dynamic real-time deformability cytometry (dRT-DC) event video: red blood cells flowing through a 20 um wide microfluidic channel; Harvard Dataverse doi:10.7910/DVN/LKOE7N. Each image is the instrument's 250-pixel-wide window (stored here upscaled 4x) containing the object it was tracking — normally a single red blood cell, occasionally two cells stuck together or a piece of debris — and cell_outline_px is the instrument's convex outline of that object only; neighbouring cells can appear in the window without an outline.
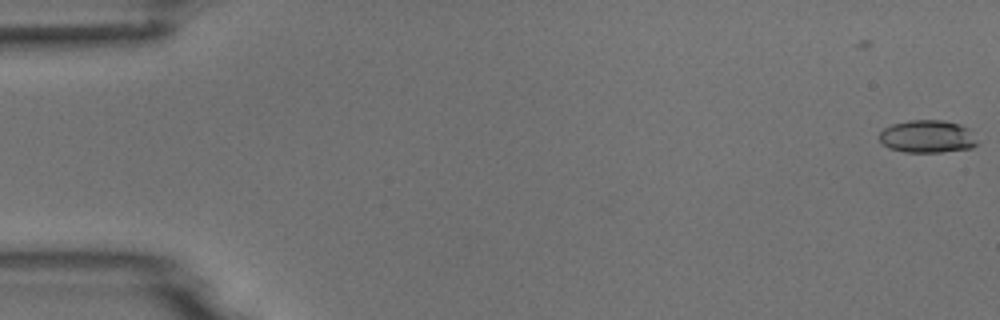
{"species": "common noctule bat (a hibernating species)", "species_latin": "Nyctalus noctula", "temperature_condition": "room temperature", "stored_images_in_passage": 6, "camera_frame_rate_fps": 3000, "um_per_image_px": 0.085, "animal": {"sex": "male", "body_mass_g": 18.8}, "frame": {"image": 1, "passage_image": 1, "time_ms": 0.0, "image_size_px": [1000, 320], "cell_outline_px": [[976, 144], [972, 148], [944, 152], [904, 152], [888, 148], [880, 140], [880, 132], [884, 128], [892, 124], [908, 120], [944, 120], [960, 124], [968, 128], [976, 140]], "centroid_in_image_um": [78.82, 11.6], "position_along_channel_um": 6.2, "area_um2": 18.67}}
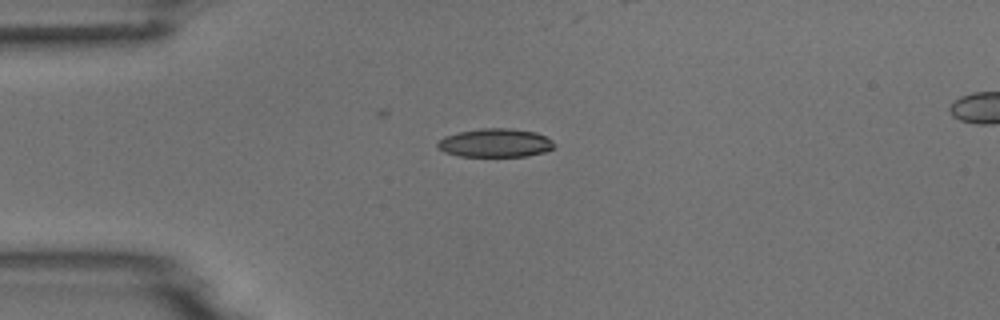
{"frame": {"image": 2, "passage_image": 5, "time_ms": 4.333, "image_size_px": [1000, 320], "cell_outline_px": [[556, 148], [544, 152], [528, 156], [460, 156], [444, 152], [436, 148], [436, 144], [444, 136], [460, 132], [480, 128], [512, 128], [536, 132], [552, 140], [556, 144]], "centroid_in_image_um": [42.12, 12.15], "position_along_channel_um": 42.9, "area_um2": 19.59}}